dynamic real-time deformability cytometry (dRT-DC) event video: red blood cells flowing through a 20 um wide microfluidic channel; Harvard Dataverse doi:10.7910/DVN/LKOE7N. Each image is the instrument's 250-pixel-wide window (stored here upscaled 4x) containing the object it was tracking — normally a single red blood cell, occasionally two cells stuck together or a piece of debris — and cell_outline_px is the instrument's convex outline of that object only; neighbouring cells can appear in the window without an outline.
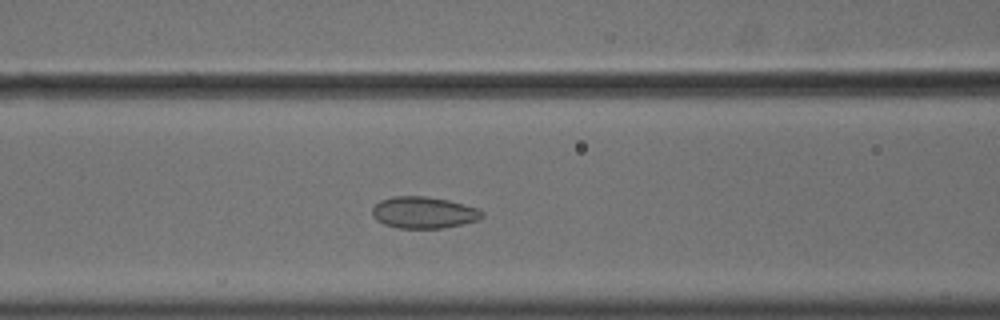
{"species": "common noctule bat (a hibernating species)", "species_latin": "Nyctalus noctula", "temperature_condition": "cold", "stored_images_in_passage": 51, "camera_frame_rate_fps": 3000, "um_per_image_px": 0.085, "animal": {"sex": "male", "body_mass_g": 18.8}, "frame": {"image": 1, "passage_image": 19, "time_ms": 6.0, "image_size_px": [1000, 320], "cell_outline_px": [[484, 216], [476, 220], [444, 228], [400, 228], [384, 224], [376, 220], [372, 216], [372, 208], [380, 200], [392, 196], [428, 196], [448, 200], [476, 208], [484, 212]], "centroid_in_image_um": [35.97, 18.06], "position_along_channel_um": 130.6, "area_um2": 20.17}}
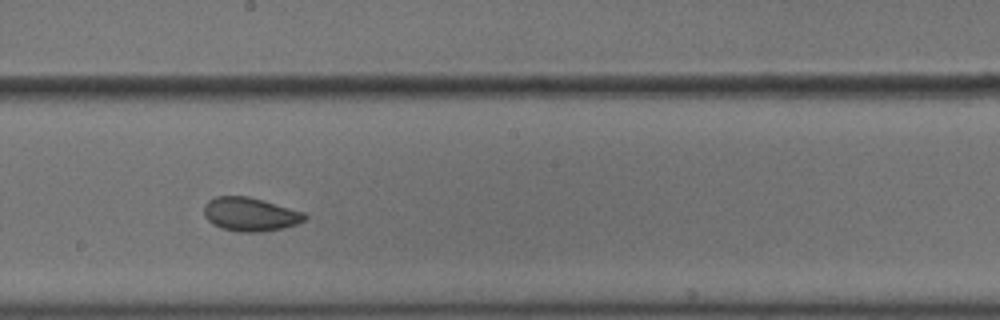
{"frame": {"image": 2, "passage_image": 27, "time_ms": 8.667, "image_size_px": [1000, 320], "cell_outline_px": [[308, 216], [304, 220], [296, 224], [284, 228], [260, 232], [240, 232], [220, 228], [212, 224], [204, 216], [204, 204], [208, 200], [216, 196], [248, 196], [264, 200], [304, 212]], "centroid_in_image_um": [21.25, 18.21], "position_along_channel_um": 227.0, "area_um2": 19.94}}
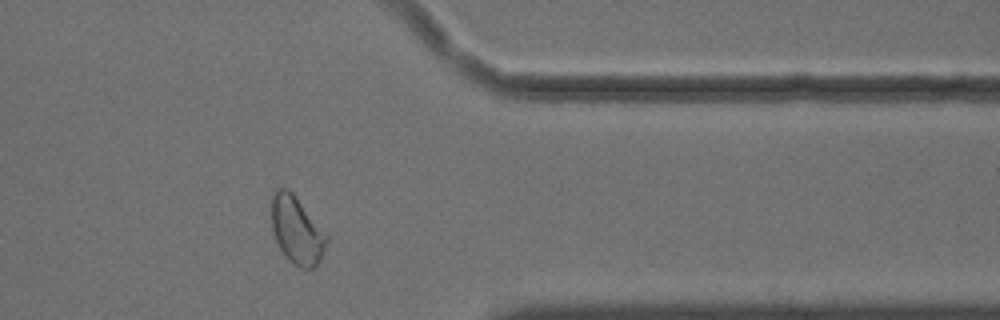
{"frame": {"image": 3, "passage_image": 41, "time_ms": 13.333, "image_size_px": [1000, 320], "cell_outline_px": [[328, 240], [320, 260], [316, 268], [300, 268], [292, 264], [284, 256], [276, 240], [272, 228], [272, 196], [276, 188], [288, 188], [292, 192], [328, 236]], "centroid_in_image_um": [25.22, 19.6], "position_along_channel_um": 386.2, "area_um2": 21.56}, "authors_computed_cell_mechanics": {"area_um2": 21.5594, "velocity_mm_per_s": 3.613, "shape_relaxation_time_tau1_ms": null, "shape_relaxation_time_tau2_ms": 1.4131, "deformation_change_tau1": null, "deformation_change_tau2": 0.0489}}